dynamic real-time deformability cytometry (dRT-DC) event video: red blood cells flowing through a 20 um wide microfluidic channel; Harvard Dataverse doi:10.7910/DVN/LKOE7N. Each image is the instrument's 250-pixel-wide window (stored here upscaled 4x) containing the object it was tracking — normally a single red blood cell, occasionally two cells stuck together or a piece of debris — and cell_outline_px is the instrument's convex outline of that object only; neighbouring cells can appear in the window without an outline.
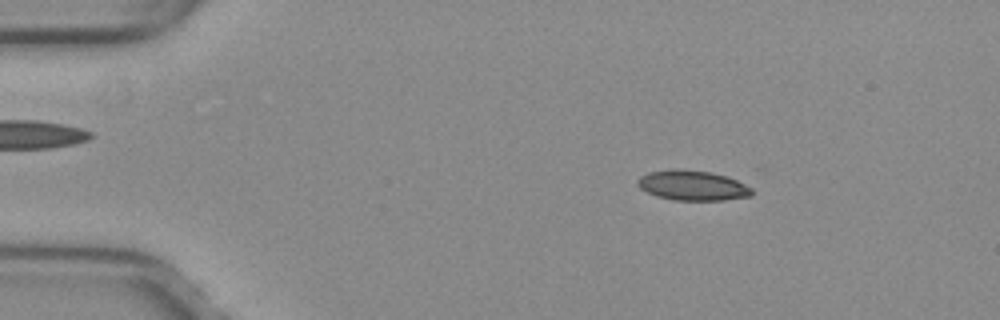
{"species": "common noctule bat (a hibernating species)", "species_latin": "Nyctalus noctula", "temperature_condition": "warm", "stored_images_in_passage": 51, "camera_frame_rate_fps": 3000, "um_per_image_px": 0.085, "animal": {"sex": "female", "body_mass_g": 29.2, "forearm_length_mm": 56.3}, "frame": {"image": 1, "passage_image": 8, "time_ms": 2.333, "image_size_px": [1000, 320], "cell_outline_px": [[752, 196], [724, 200], [672, 200], [656, 196], [640, 188], [636, 184], [636, 180], [640, 176], [648, 172], [672, 168], [680, 168], [712, 172], [728, 176], [752, 188]], "centroid_in_image_um": [58.84, 15.75], "position_along_channel_um": 26.2, "area_um2": 20.29}}
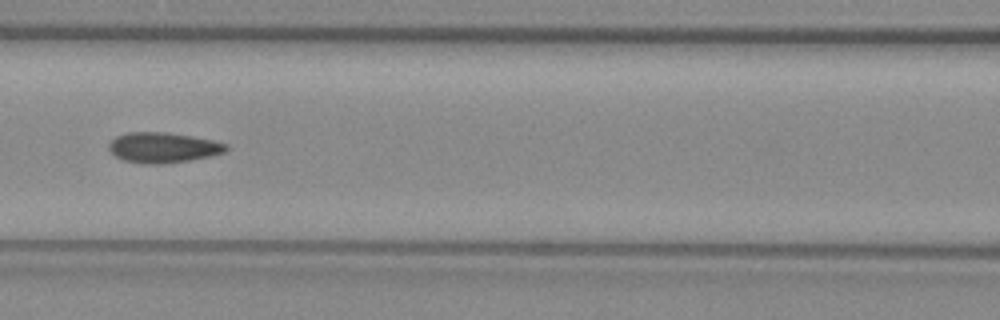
{"frame": {"image": 2, "passage_image": 23, "time_ms": 7.333, "image_size_px": [1000, 320], "cell_outline_px": [[228, 148], [224, 152], [208, 156], [188, 160], [164, 164], [144, 164], [124, 160], [116, 156], [108, 148], [108, 144], [116, 136], [128, 132], [164, 132], [192, 136], [212, 140], [228, 144]], "centroid_in_image_um": [13.84, 12.54], "position_along_channel_um": 152.8, "area_um2": 20.58}}
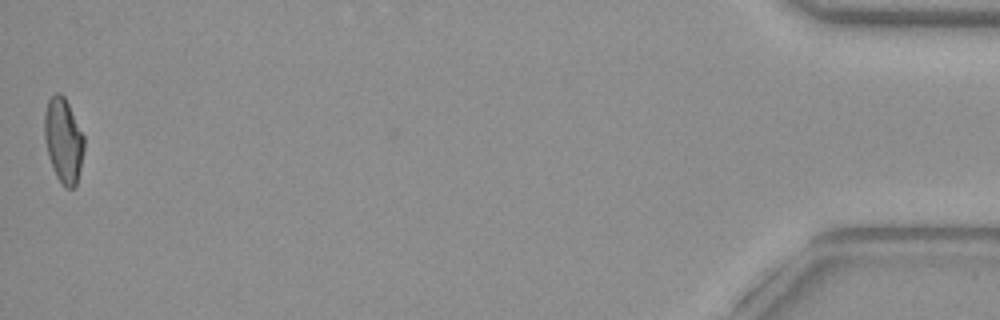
{"frame": {"image": 3, "passage_image": 51, "time_ms": 16.667, "image_size_px": [1000, 320], "cell_outline_px": [[84, 148], [80, 168], [76, 184], [72, 188], [64, 188], [56, 176], [52, 168], [48, 156], [44, 136], [44, 112], [48, 100], [56, 92], [60, 92], [64, 96], [84, 136]], "centroid_in_image_um": [5.37, 11.93], "position_along_channel_um": 429.8, "area_um2": 19.54}, "authors_computed_cell_mechanics": {"area_um2": 19.9988, "velocity_mm_per_s": 4.026, "shape_relaxation_time_tau1_ms": null, "shape_relaxation_time_tau2_ms": 1.4374, "deformation_change_tau1": null, "deformation_change_tau2": 0.0625}}